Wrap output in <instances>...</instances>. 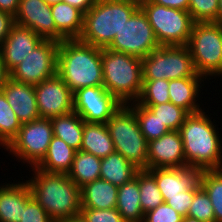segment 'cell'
<instances>
[{
	"label": "cell",
	"mask_w": 222,
	"mask_h": 222,
	"mask_svg": "<svg viewBox=\"0 0 222 222\" xmlns=\"http://www.w3.org/2000/svg\"><path fill=\"white\" fill-rule=\"evenodd\" d=\"M181 222H203V221H200L196 218H192V217H189V216H185V217L182 218Z\"/></svg>",
	"instance_id": "obj_48"
},
{
	"label": "cell",
	"mask_w": 222,
	"mask_h": 222,
	"mask_svg": "<svg viewBox=\"0 0 222 222\" xmlns=\"http://www.w3.org/2000/svg\"><path fill=\"white\" fill-rule=\"evenodd\" d=\"M21 180L0 183V222L21 221L23 207L32 197L28 183L23 178Z\"/></svg>",
	"instance_id": "obj_20"
},
{
	"label": "cell",
	"mask_w": 222,
	"mask_h": 222,
	"mask_svg": "<svg viewBox=\"0 0 222 222\" xmlns=\"http://www.w3.org/2000/svg\"><path fill=\"white\" fill-rule=\"evenodd\" d=\"M20 0H0V11L15 16L18 12Z\"/></svg>",
	"instance_id": "obj_44"
},
{
	"label": "cell",
	"mask_w": 222,
	"mask_h": 222,
	"mask_svg": "<svg viewBox=\"0 0 222 222\" xmlns=\"http://www.w3.org/2000/svg\"><path fill=\"white\" fill-rule=\"evenodd\" d=\"M138 171V168L116 151L101 159L100 178L117 187L134 178Z\"/></svg>",
	"instance_id": "obj_27"
},
{
	"label": "cell",
	"mask_w": 222,
	"mask_h": 222,
	"mask_svg": "<svg viewBox=\"0 0 222 222\" xmlns=\"http://www.w3.org/2000/svg\"><path fill=\"white\" fill-rule=\"evenodd\" d=\"M75 153L76 150L65 141L53 136L46 156L36 167L46 172L67 174L71 169Z\"/></svg>",
	"instance_id": "obj_25"
},
{
	"label": "cell",
	"mask_w": 222,
	"mask_h": 222,
	"mask_svg": "<svg viewBox=\"0 0 222 222\" xmlns=\"http://www.w3.org/2000/svg\"><path fill=\"white\" fill-rule=\"evenodd\" d=\"M53 137V126L50 118H39L22 124L18 135L5 148L18 162L25 167L37 166L46 156Z\"/></svg>",
	"instance_id": "obj_10"
},
{
	"label": "cell",
	"mask_w": 222,
	"mask_h": 222,
	"mask_svg": "<svg viewBox=\"0 0 222 222\" xmlns=\"http://www.w3.org/2000/svg\"><path fill=\"white\" fill-rule=\"evenodd\" d=\"M45 2L48 4V5H54V4H57L59 2H63V0H45Z\"/></svg>",
	"instance_id": "obj_50"
},
{
	"label": "cell",
	"mask_w": 222,
	"mask_h": 222,
	"mask_svg": "<svg viewBox=\"0 0 222 222\" xmlns=\"http://www.w3.org/2000/svg\"><path fill=\"white\" fill-rule=\"evenodd\" d=\"M218 23L222 24V0H219Z\"/></svg>",
	"instance_id": "obj_49"
},
{
	"label": "cell",
	"mask_w": 222,
	"mask_h": 222,
	"mask_svg": "<svg viewBox=\"0 0 222 222\" xmlns=\"http://www.w3.org/2000/svg\"><path fill=\"white\" fill-rule=\"evenodd\" d=\"M43 40L30 28L14 24L0 45V53L6 69L10 72Z\"/></svg>",
	"instance_id": "obj_18"
},
{
	"label": "cell",
	"mask_w": 222,
	"mask_h": 222,
	"mask_svg": "<svg viewBox=\"0 0 222 222\" xmlns=\"http://www.w3.org/2000/svg\"><path fill=\"white\" fill-rule=\"evenodd\" d=\"M140 190V204L144 214L164 203L155 178L147 170H139L136 175Z\"/></svg>",
	"instance_id": "obj_31"
},
{
	"label": "cell",
	"mask_w": 222,
	"mask_h": 222,
	"mask_svg": "<svg viewBox=\"0 0 222 222\" xmlns=\"http://www.w3.org/2000/svg\"><path fill=\"white\" fill-rule=\"evenodd\" d=\"M96 0H63L73 7H76L84 14L94 5Z\"/></svg>",
	"instance_id": "obj_45"
},
{
	"label": "cell",
	"mask_w": 222,
	"mask_h": 222,
	"mask_svg": "<svg viewBox=\"0 0 222 222\" xmlns=\"http://www.w3.org/2000/svg\"><path fill=\"white\" fill-rule=\"evenodd\" d=\"M155 4L170 7L179 10L188 11L189 8V0H151Z\"/></svg>",
	"instance_id": "obj_43"
},
{
	"label": "cell",
	"mask_w": 222,
	"mask_h": 222,
	"mask_svg": "<svg viewBox=\"0 0 222 222\" xmlns=\"http://www.w3.org/2000/svg\"><path fill=\"white\" fill-rule=\"evenodd\" d=\"M117 194V186L99 178L81 187L82 208H116Z\"/></svg>",
	"instance_id": "obj_23"
},
{
	"label": "cell",
	"mask_w": 222,
	"mask_h": 222,
	"mask_svg": "<svg viewBox=\"0 0 222 222\" xmlns=\"http://www.w3.org/2000/svg\"><path fill=\"white\" fill-rule=\"evenodd\" d=\"M200 186L211 200L215 222H222V169L202 170Z\"/></svg>",
	"instance_id": "obj_30"
},
{
	"label": "cell",
	"mask_w": 222,
	"mask_h": 222,
	"mask_svg": "<svg viewBox=\"0 0 222 222\" xmlns=\"http://www.w3.org/2000/svg\"><path fill=\"white\" fill-rule=\"evenodd\" d=\"M101 159L93 154L76 151L71 169L67 176L73 180L78 187L100 178Z\"/></svg>",
	"instance_id": "obj_29"
},
{
	"label": "cell",
	"mask_w": 222,
	"mask_h": 222,
	"mask_svg": "<svg viewBox=\"0 0 222 222\" xmlns=\"http://www.w3.org/2000/svg\"><path fill=\"white\" fill-rule=\"evenodd\" d=\"M187 47L197 74L209 82L222 78V24L194 23Z\"/></svg>",
	"instance_id": "obj_7"
},
{
	"label": "cell",
	"mask_w": 222,
	"mask_h": 222,
	"mask_svg": "<svg viewBox=\"0 0 222 222\" xmlns=\"http://www.w3.org/2000/svg\"><path fill=\"white\" fill-rule=\"evenodd\" d=\"M128 105L134 110L140 130L148 142L160 138L170 131L148 107L142 106L137 102H132Z\"/></svg>",
	"instance_id": "obj_32"
},
{
	"label": "cell",
	"mask_w": 222,
	"mask_h": 222,
	"mask_svg": "<svg viewBox=\"0 0 222 222\" xmlns=\"http://www.w3.org/2000/svg\"><path fill=\"white\" fill-rule=\"evenodd\" d=\"M56 25V41L79 39L84 26V13L66 2L51 5Z\"/></svg>",
	"instance_id": "obj_22"
},
{
	"label": "cell",
	"mask_w": 222,
	"mask_h": 222,
	"mask_svg": "<svg viewBox=\"0 0 222 222\" xmlns=\"http://www.w3.org/2000/svg\"><path fill=\"white\" fill-rule=\"evenodd\" d=\"M1 91L21 124L40 118L34 85L9 78Z\"/></svg>",
	"instance_id": "obj_19"
},
{
	"label": "cell",
	"mask_w": 222,
	"mask_h": 222,
	"mask_svg": "<svg viewBox=\"0 0 222 222\" xmlns=\"http://www.w3.org/2000/svg\"><path fill=\"white\" fill-rule=\"evenodd\" d=\"M14 24V16L9 13L0 11V45L6 39L10 29Z\"/></svg>",
	"instance_id": "obj_42"
},
{
	"label": "cell",
	"mask_w": 222,
	"mask_h": 222,
	"mask_svg": "<svg viewBox=\"0 0 222 222\" xmlns=\"http://www.w3.org/2000/svg\"><path fill=\"white\" fill-rule=\"evenodd\" d=\"M59 42L43 40L24 60L10 71L14 81L37 85L57 74Z\"/></svg>",
	"instance_id": "obj_12"
},
{
	"label": "cell",
	"mask_w": 222,
	"mask_h": 222,
	"mask_svg": "<svg viewBox=\"0 0 222 222\" xmlns=\"http://www.w3.org/2000/svg\"><path fill=\"white\" fill-rule=\"evenodd\" d=\"M148 107L158 120L169 130L179 131L189 113L171 102L161 104H140Z\"/></svg>",
	"instance_id": "obj_34"
},
{
	"label": "cell",
	"mask_w": 222,
	"mask_h": 222,
	"mask_svg": "<svg viewBox=\"0 0 222 222\" xmlns=\"http://www.w3.org/2000/svg\"><path fill=\"white\" fill-rule=\"evenodd\" d=\"M10 78V72L6 69V66L2 60L0 53V91L4 87L6 81Z\"/></svg>",
	"instance_id": "obj_46"
},
{
	"label": "cell",
	"mask_w": 222,
	"mask_h": 222,
	"mask_svg": "<svg viewBox=\"0 0 222 222\" xmlns=\"http://www.w3.org/2000/svg\"><path fill=\"white\" fill-rule=\"evenodd\" d=\"M199 188H191L180 192L179 195L169 197L166 203L176 210L181 216L185 217L191 207L194 194Z\"/></svg>",
	"instance_id": "obj_41"
},
{
	"label": "cell",
	"mask_w": 222,
	"mask_h": 222,
	"mask_svg": "<svg viewBox=\"0 0 222 222\" xmlns=\"http://www.w3.org/2000/svg\"><path fill=\"white\" fill-rule=\"evenodd\" d=\"M57 75L72 93L89 86H103L101 48L79 39L58 45Z\"/></svg>",
	"instance_id": "obj_3"
},
{
	"label": "cell",
	"mask_w": 222,
	"mask_h": 222,
	"mask_svg": "<svg viewBox=\"0 0 222 222\" xmlns=\"http://www.w3.org/2000/svg\"><path fill=\"white\" fill-rule=\"evenodd\" d=\"M155 178L164 202L191 188H200L202 170L198 167L147 169Z\"/></svg>",
	"instance_id": "obj_17"
},
{
	"label": "cell",
	"mask_w": 222,
	"mask_h": 222,
	"mask_svg": "<svg viewBox=\"0 0 222 222\" xmlns=\"http://www.w3.org/2000/svg\"><path fill=\"white\" fill-rule=\"evenodd\" d=\"M103 86L124 105L136 102L143 86L142 59L101 49Z\"/></svg>",
	"instance_id": "obj_5"
},
{
	"label": "cell",
	"mask_w": 222,
	"mask_h": 222,
	"mask_svg": "<svg viewBox=\"0 0 222 222\" xmlns=\"http://www.w3.org/2000/svg\"><path fill=\"white\" fill-rule=\"evenodd\" d=\"M159 46L147 15L139 7L116 33L107 49L142 59Z\"/></svg>",
	"instance_id": "obj_11"
},
{
	"label": "cell",
	"mask_w": 222,
	"mask_h": 222,
	"mask_svg": "<svg viewBox=\"0 0 222 222\" xmlns=\"http://www.w3.org/2000/svg\"><path fill=\"white\" fill-rule=\"evenodd\" d=\"M14 22L30 28L44 40L56 41V25L51 5H48L45 0H20Z\"/></svg>",
	"instance_id": "obj_16"
},
{
	"label": "cell",
	"mask_w": 222,
	"mask_h": 222,
	"mask_svg": "<svg viewBox=\"0 0 222 222\" xmlns=\"http://www.w3.org/2000/svg\"><path fill=\"white\" fill-rule=\"evenodd\" d=\"M50 119L53 126V136L62 139L67 145L79 151L82 145L84 120L74 111Z\"/></svg>",
	"instance_id": "obj_28"
},
{
	"label": "cell",
	"mask_w": 222,
	"mask_h": 222,
	"mask_svg": "<svg viewBox=\"0 0 222 222\" xmlns=\"http://www.w3.org/2000/svg\"><path fill=\"white\" fill-rule=\"evenodd\" d=\"M204 110L189 114L179 130L187 167L222 169L221 133L216 120L212 121L209 110Z\"/></svg>",
	"instance_id": "obj_1"
},
{
	"label": "cell",
	"mask_w": 222,
	"mask_h": 222,
	"mask_svg": "<svg viewBox=\"0 0 222 222\" xmlns=\"http://www.w3.org/2000/svg\"><path fill=\"white\" fill-rule=\"evenodd\" d=\"M80 215L86 222H125L116 208H81Z\"/></svg>",
	"instance_id": "obj_38"
},
{
	"label": "cell",
	"mask_w": 222,
	"mask_h": 222,
	"mask_svg": "<svg viewBox=\"0 0 222 222\" xmlns=\"http://www.w3.org/2000/svg\"><path fill=\"white\" fill-rule=\"evenodd\" d=\"M132 1H136V2H138V3H141V2L144 1V0H132Z\"/></svg>",
	"instance_id": "obj_51"
},
{
	"label": "cell",
	"mask_w": 222,
	"mask_h": 222,
	"mask_svg": "<svg viewBox=\"0 0 222 222\" xmlns=\"http://www.w3.org/2000/svg\"><path fill=\"white\" fill-rule=\"evenodd\" d=\"M122 105L104 86H89L73 93V108L85 122L106 124Z\"/></svg>",
	"instance_id": "obj_13"
},
{
	"label": "cell",
	"mask_w": 222,
	"mask_h": 222,
	"mask_svg": "<svg viewBox=\"0 0 222 222\" xmlns=\"http://www.w3.org/2000/svg\"><path fill=\"white\" fill-rule=\"evenodd\" d=\"M140 8L147 15L160 46H187L194 21L188 11L144 0Z\"/></svg>",
	"instance_id": "obj_8"
},
{
	"label": "cell",
	"mask_w": 222,
	"mask_h": 222,
	"mask_svg": "<svg viewBox=\"0 0 222 222\" xmlns=\"http://www.w3.org/2000/svg\"><path fill=\"white\" fill-rule=\"evenodd\" d=\"M30 169L32 176L26 182L31 194L54 222L80 215L81 187L67 174L46 172L36 166Z\"/></svg>",
	"instance_id": "obj_2"
},
{
	"label": "cell",
	"mask_w": 222,
	"mask_h": 222,
	"mask_svg": "<svg viewBox=\"0 0 222 222\" xmlns=\"http://www.w3.org/2000/svg\"><path fill=\"white\" fill-rule=\"evenodd\" d=\"M81 151L102 159L115 152L114 143L106 124L84 121Z\"/></svg>",
	"instance_id": "obj_24"
},
{
	"label": "cell",
	"mask_w": 222,
	"mask_h": 222,
	"mask_svg": "<svg viewBox=\"0 0 222 222\" xmlns=\"http://www.w3.org/2000/svg\"><path fill=\"white\" fill-rule=\"evenodd\" d=\"M22 124L0 91V149L5 148L18 135Z\"/></svg>",
	"instance_id": "obj_33"
},
{
	"label": "cell",
	"mask_w": 222,
	"mask_h": 222,
	"mask_svg": "<svg viewBox=\"0 0 222 222\" xmlns=\"http://www.w3.org/2000/svg\"><path fill=\"white\" fill-rule=\"evenodd\" d=\"M206 80L205 77H186L169 80L170 102L186 110L189 114L205 109L203 103L200 102V99L203 98L200 93L208 83H204Z\"/></svg>",
	"instance_id": "obj_21"
},
{
	"label": "cell",
	"mask_w": 222,
	"mask_h": 222,
	"mask_svg": "<svg viewBox=\"0 0 222 222\" xmlns=\"http://www.w3.org/2000/svg\"><path fill=\"white\" fill-rule=\"evenodd\" d=\"M115 151L139 170H147L148 141L143 136L134 110L122 104L106 122Z\"/></svg>",
	"instance_id": "obj_6"
},
{
	"label": "cell",
	"mask_w": 222,
	"mask_h": 222,
	"mask_svg": "<svg viewBox=\"0 0 222 222\" xmlns=\"http://www.w3.org/2000/svg\"><path fill=\"white\" fill-rule=\"evenodd\" d=\"M187 216L203 222H215L211 200L202 187L195 192Z\"/></svg>",
	"instance_id": "obj_37"
},
{
	"label": "cell",
	"mask_w": 222,
	"mask_h": 222,
	"mask_svg": "<svg viewBox=\"0 0 222 222\" xmlns=\"http://www.w3.org/2000/svg\"><path fill=\"white\" fill-rule=\"evenodd\" d=\"M182 137L179 131H168L148 142L147 169L185 168Z\"/></svg>",
	"instance_id": "obj_15"
},
{
	"label": "cell",
	"mask_w": 222,
	"mask_h": 222,
	"mask_svg": "<svg viewBox=\"0 0 222 222\" xmlns=\"http://www.w3.org/2000/svg\"><path fill=\"white\" fill-rule=\"evenodd\" d=\"M140 7L132 0H96L84 14V26L79 40L83 43L105 49L116 33Z\"/></svg>",
	"instance_id": "obj_4"
},
{
	"label": "cell",
	"mask_w": 222,
	"mask_h": 222,
	"mask_svg": "<svg viewBox=\"0 0 222 222\" xmlns=\"http://www.w3.org/2000/svg\"><path fill=\"white\" fill-rule=\"evenodd\" d=\"M116 209L125 222L144 221L145 214L141 209L140 190L136 176L118 187Z\"/></svg>",
	"instance_id": "obj_26"
},
{
	"label": "cell",
	"mask_w": 222,
	"mask_h": 222,
	"mask_svg": "<svg viewBox=\"0 0 222 222\" xmlns=\"http://www.w3.org/2000/svg\"><path fill=\"white\" fill-rule=\"evenodd\" d=\"M219 0H189L188 12L194 23H218Z\"/></svg>",
	"instance_id": "obj_36"
},
{
	"label": "cell",
	"mask_w": 222,
	"mask_h": 222,
	"mask_svg": "<svg viewBox=\"0 0 222 222\" xmlns=\"http://www.w3.org/2000/svg\"><path fill=\"white\" fill-rule=\"evenodd\" d=\"M182 218L183 216L164 202L155 209L148 211L144 215L143 222H181Z\"/></svg>",
	"instance_id": "obj_39"
},
{
	"label": "cell",
	"mask_w": 222,
	"mask_h": 222,
	"mask_svg": "<svg viewBox=\"0 0 222 222\" xmlns=\"http://www.w3.org/2000/svg\"><path fill=\"white\" fill-rule=\"evenodd\" d=\"M136 102L138 104H161L170 102L169 80H143L142 91Z\"/></svg>",
	"instance_id": "obj_35"
},
{
	"label": "cell",
	"mask_w": 222,
	"mask_h": 222,
	"mask_svg": "<svg viewBox=\"0 0 222 222\" xmlns=\"http://www.w3.org/2000/svg\"><path fill=\"white\" fill-rule=\"evenodd\" d=\"M143 80L203 77L195 71L187 46H159L142 58Z\"/></svg>",
	"instance_id": "obj_9"
},
{
	"label": "cell",
	"mask_w": 222,
	"mask_h": 222,
	"mask_svg": "<svg viewBox=\"0 0 222 222\" xmlns=\"http://www.w3.org/2000/svg\"><path fill=\"white\" fill-rule=\"evenodd\" d=\"M58 222H86L81 215L70 217L67 219L60 220Z\"/></svg>",
	"instance_id": "obj_47"
},
{
	"label": "cell",
	"mask_w": 222,
	"mask_h": 222,
	"mask_svg": "<svg viewBox=\"0 0 222 222\" xmlns=\"http://www.w3.org/2000/svg\"><path fill=\"white\" fill-rule=\"evenodd\" d=\"M34 88L40 118L63 116L74 111L73 93L57 74Z\"/></svg>",
	"instance_id": "obj_14"
},
{
	"label": "cell",
	"mask_w": 222,
	"mask_h": 222,
	"mask_svg": "<svg viewBox=\"0 0 222 222\" xmlns=\"http://www.w3.org/2000/svg\"><path fill=\"white\" fill-rule=\"evenodd\" d=\"M20 222H54L45 209L33 198L27 201L23 207L22 219Z\"/></svg>",
	"instance_id": "obj_40"
}]
</instances>
